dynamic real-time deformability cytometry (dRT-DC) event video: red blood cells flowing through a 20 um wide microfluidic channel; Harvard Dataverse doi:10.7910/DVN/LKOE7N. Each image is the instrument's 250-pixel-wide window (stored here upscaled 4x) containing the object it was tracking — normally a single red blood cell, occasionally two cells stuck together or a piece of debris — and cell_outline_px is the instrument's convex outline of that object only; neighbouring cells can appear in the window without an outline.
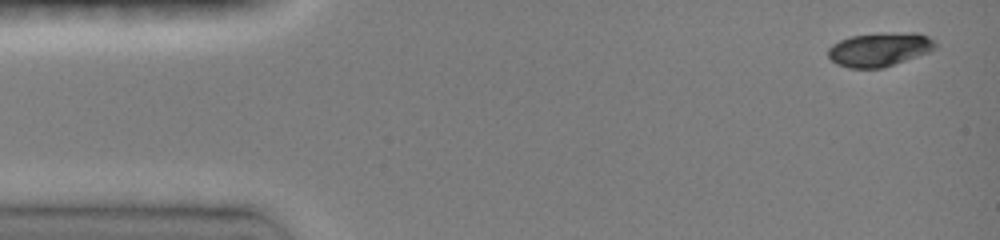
{"species": "common noctule bat (a hibernating species)", "species_latin": "Nyctalus noctula", "temperature_condition": "room temperature", "stored_images_in_passage": 16, "camera_frame_rate_fps": 3000, "um_per_image_px": 0.085, "animal": {"sex": "female", "body_mass_g": 19.0, "forearm_length_mm": 51.5}, "frame": {"image": 1, "passage_image": 1, "time_ms": 0.0, "image_size_px": [1000, 240], "cell_outline_px": [[936, 48], [928, 52], [884, 68], [848, 68], [836, 64], [828, 56], [828, 48], [832, 44], [840, 40], [852, 36], [880, 32], [916, 32], [928, 36], [936, 44]], "centroid_in_image_um": [74.74, 4.19], "position_along_channel_um": 10.3, "area_um2": 21.33}}
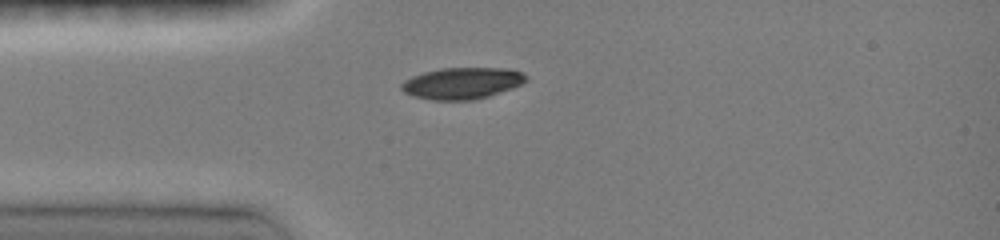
{"frame": {"image": 2, "passage_image": 7, "time_ms": 3.333, "image_size_px": [1000, 240], "cell_outline_px": [[528, 80], [512, 88], [488, 96], [472, 100], [432, 100], [412, 96], [404, 92], [400, 88], [400, 84], [404, 80], [412, 76], [424, 72], [440, 68], [508, 68], [524, 72], [528, 76]], "centroid_in_image_um": [39.28, 7.07], "position_along_channel_um": 45.7, "area_um2": 23.06}}
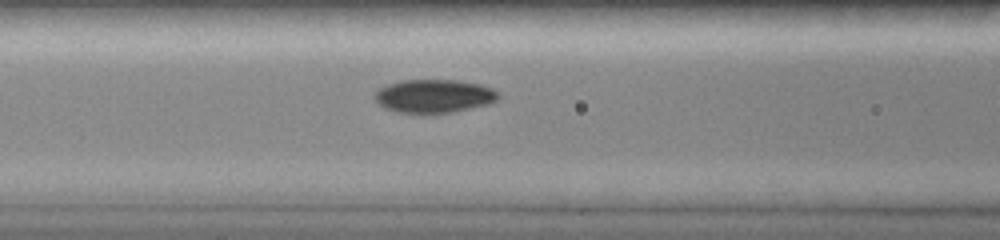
{"frame": {"image": 3, "passage_image": 11, "time_ms": 5.667, "image_size_px": [1000, 240], "cell_outline_px": [[500, 96], [496, 100], [488, 104], [472, 108], [452, 112], [424, 116], [396, 112], [384, 108], [372, 96], [380, 88], [388, 84], [400, 80], [456, 80], [480, 84], [492, 88], [500, 92]], "centroid_in_image_um": [36.88, 8.2], "position_along_channel_um": 129.7, "area_um2": 24.74}}